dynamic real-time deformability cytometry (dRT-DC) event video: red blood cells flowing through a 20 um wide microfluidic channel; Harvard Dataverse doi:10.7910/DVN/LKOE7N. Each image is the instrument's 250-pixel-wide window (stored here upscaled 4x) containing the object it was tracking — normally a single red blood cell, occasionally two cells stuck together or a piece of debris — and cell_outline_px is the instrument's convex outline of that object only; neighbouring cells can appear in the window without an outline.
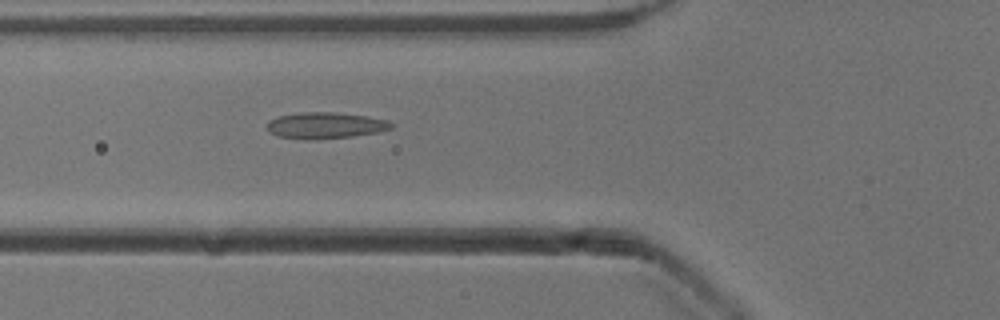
{"species": "common noctule bat (a hibernating species)", "species_latin": "Nyctalus noctula", "temperature_condition": "cold", "stored_images_in_passage": 14, "camera_frame_rate_fps": 3000, "um_per_image_px": 0.085, "animal": {"sex": "male", "body_mass_g": 13.3}, "frame": {"image": 1, "passage_image": 8, "time_ms": 2.333, "image_size_px": [1000, 320], "cell_outline_px": [[392, 128], [376, 132], [352, 136], [276, 136], [268, 128], [268, 120], [280, 116], [300, 112], [332, 112], [364, 116], [388, 120], [392, 124]], "centroid_in_image_um": [27.7, 10.6], "position_along_channel_um": 98.1, "area_um2": 17.63}}
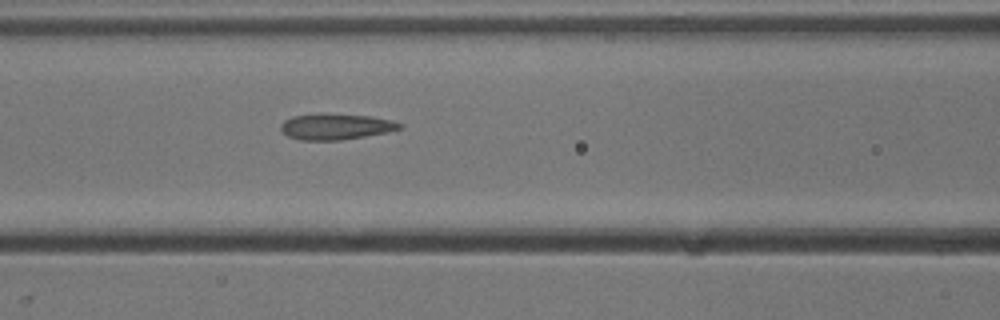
{"frame": {"image": 2, "passage_image": 11, "time_ms": 3.333, "image_size_px": [1000, 320], "cell_outline_px": [[404, 128], [388, 132], [340, 140], [300, 140], [288, 136], [280, 128], [280, 124], [284, 120], [292, 116], [320, 112], [368, 116], [392, 120], [404, 124]], "centroid_in_image_um": [28.54, 10.74], "position_along_channel_um": 138.1, "area_um2": 18.26}}
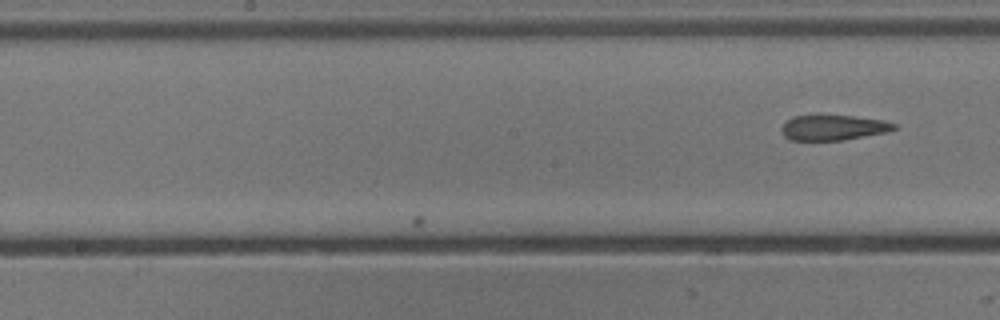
{"frame": {"image": 3, "passage_image": 14, "time_ms": 4.333, "image_size_px": [1000, 320], "cell_outline_px": [[896, 128], [884, 132], [840, 140], [792, 140], [784, 136], [780, 128], [788, 120], [796, 116], [816, 112], [852, 116], [884, 120], [896, 124]], "centroid_in_image_um": [70.76, 10.79], "position_along_channel_um": 177.4, "area_um2": 16.88}}